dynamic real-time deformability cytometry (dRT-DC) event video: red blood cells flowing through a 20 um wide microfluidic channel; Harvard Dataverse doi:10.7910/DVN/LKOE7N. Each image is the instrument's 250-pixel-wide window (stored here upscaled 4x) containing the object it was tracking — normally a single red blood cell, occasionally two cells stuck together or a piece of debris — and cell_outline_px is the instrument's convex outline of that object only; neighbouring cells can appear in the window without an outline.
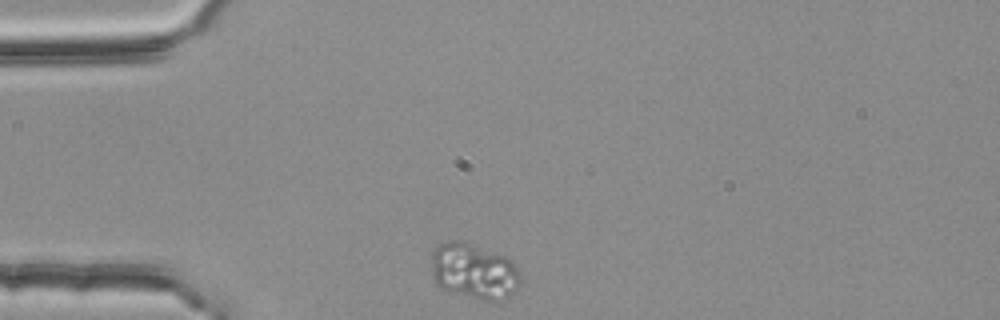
{"species": "common noctule bat (a hibernating species)", "species_latin": "Nyctalus noctula", "temperature_condition": "room temperature", "stored_images_in_passage": 5, "camera_frame_rate_fps": 3000, "um_per_image_px": 0.085, "animal": {"sex": "female", "body_mass_g": 25.1}, "frame": {"image": 1, "passage_image": 1, "time_ms": 0.0, "image_size_px": [1000, 320], "cell_outline_px": [[520, 280], [516, 292], [504, 300], [480, 300], [448, 292], [440, 288], [436, 284], [432, 276], [432, 252], [440, 244], [452, 240], [468, 240], [504, 256], [512, 260], [516, 264], [520, 272]], "centroid_in_image_um": [40.3, 23.05], "position_along_channel_um": 44.7, "area_um2": 29.71}}
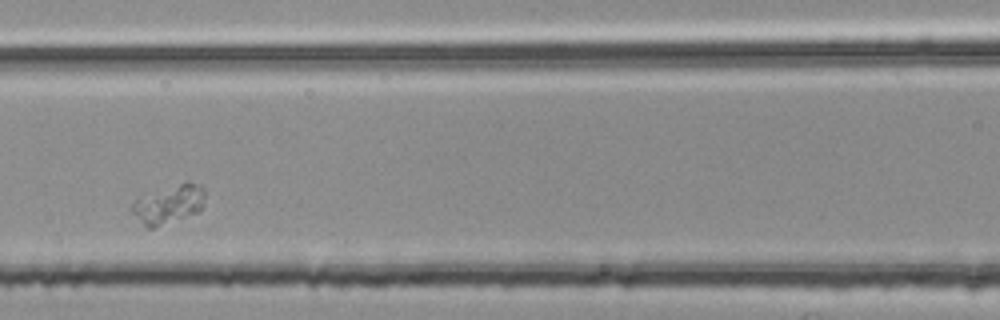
{"frame": {"image": 2, "passage_image": 4, "time_ms": 1.0, "image_size_px": [1000, 320], "cell_outline_px": [[204, 196], [200, 208], [196, 212], [152, 228], [148, 228], [132, 212], [132, 204], [136, 200], [188, 180], [204, 188]], "centroid_in_image_um": [14.37, 17.35], "position_along_channel_um": 152.2, "area_um2": 15.37}}
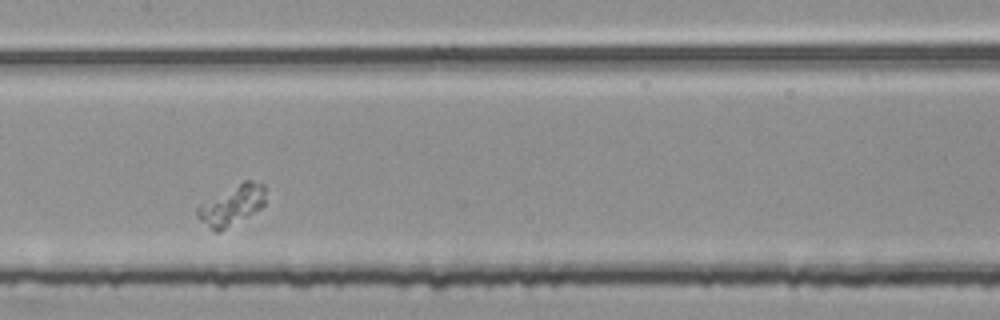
{"frame": {"image": 3, "passage_image": 5, "time_ms": 1.333, "image_size_px": [1000, 320], "cell_outline_px": [[264, 204], [260, 208], [220, 232], [212, 232], [196, 216], [196, 208], [200, 204], [244, 180], [252, 180], [264, 184]], "centroid_in_image_um": [19.67, 17.46], "position_along_channel_um": 187.7, "area_um2": 15.66}}